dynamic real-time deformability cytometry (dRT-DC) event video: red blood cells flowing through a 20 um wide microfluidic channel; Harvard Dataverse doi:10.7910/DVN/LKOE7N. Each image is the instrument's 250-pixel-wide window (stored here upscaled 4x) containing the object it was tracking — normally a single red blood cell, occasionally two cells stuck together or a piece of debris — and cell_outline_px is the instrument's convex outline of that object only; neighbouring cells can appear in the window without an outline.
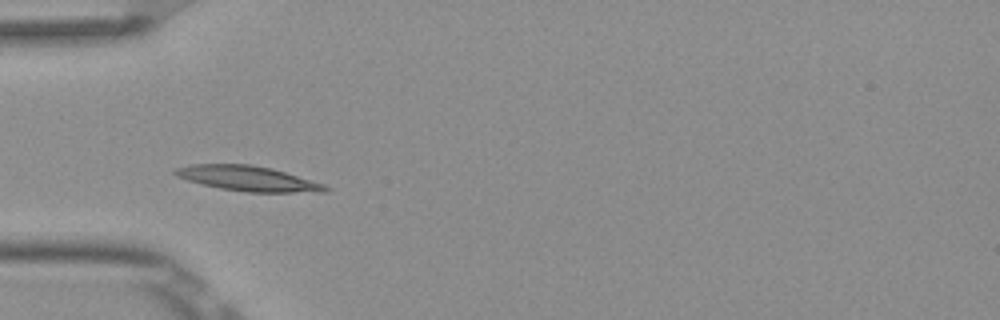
{"species": "Egyptian fruit bat (a non-hibernating species)", "species_latin": "Rousettus aegyptiacus", "temperature_condition": "room temperature", "stored_images_in_passage": 4, "camera_frame_rate_fps": 3000, "um_per_image_px": 0.085, "frame": {"image": 1, "passage_image": 4, "time_ms": 1.0, "image_size_px": [1000, 320], "cell_outline_px": [[332, 188], [324, 192], [248, 192], [220, 188], [188, 180], [176, 176], [172, 172], [176, 168], [192, 164], [252, 164], [272, 168], [324, 184]], "centroid_in_image_um": [21.09, 15.16], "position_along_channel_um": 63.9, "area_um2": 21.79}}